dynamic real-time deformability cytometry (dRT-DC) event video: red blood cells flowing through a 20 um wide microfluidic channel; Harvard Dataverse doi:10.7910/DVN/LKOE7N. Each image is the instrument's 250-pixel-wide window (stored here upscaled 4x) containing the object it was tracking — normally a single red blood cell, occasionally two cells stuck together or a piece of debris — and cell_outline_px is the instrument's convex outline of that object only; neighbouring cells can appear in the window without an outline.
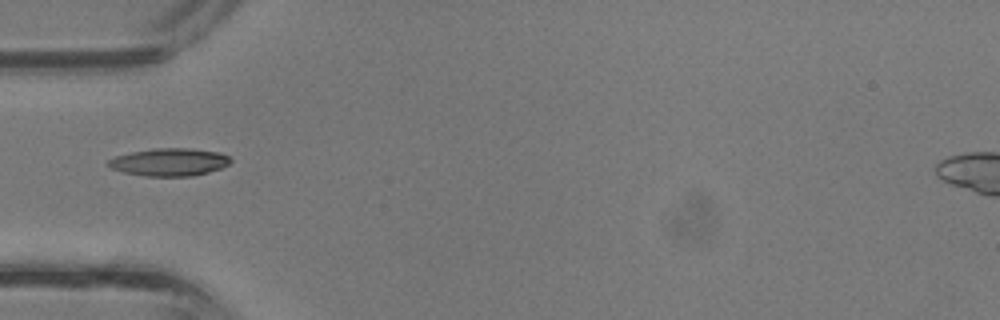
{"species": "common noctule bat (a hibernating species)", "species_latin": "Nyctalus noctula", "temperature_condition": "room temperature", "stored_images_in_passage": 38, "camera_frame_rate_fps": 3000, "um_per_image_px": 0.085, "animal": {"sex": "male", "body_mass_g": 13.3}, "frame": {"image": 1, "passage_image": 13, "time_ms": 4.0, "image_size_px": [1000, 320], "cell_outline_px": [[232, 160], [228, 164], [220, 168], [208, 172], [192, 176], [148, 176], [124, 172], [112, 168], [108, 164], [108, 160], [116, 156], [132, 152], [152, 148], [188, 148], [220, 152], [228, 156]], "centroid_in_image_um": [14.42, 13.77], "position_along_channel_um": 70.6, "area_um2": 19.54}}
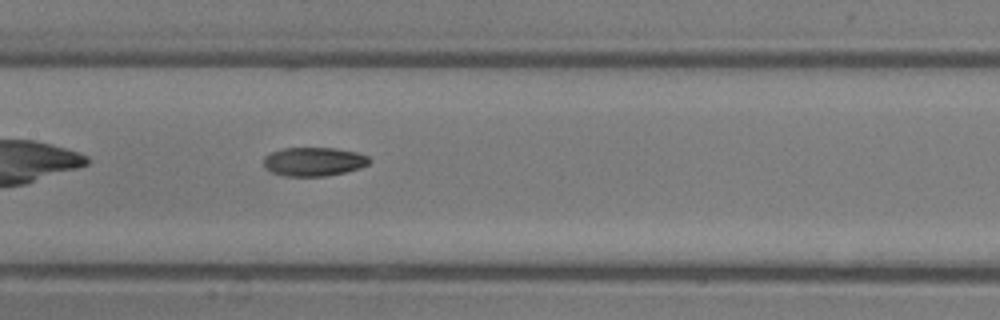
{"frame": {"image": 2, "passage_image": 19, "time_ms": 6.0, "image_size_px": [1000, 320], "cell_outline_px": [[372, 160], [368, 164], [360, 168], [344, 172], [324, 176], [284, 176], [272, 172], [264, 164], [264, 156], [272, 152], [284, 148], [336, 148], [356, 152], [368, 156]], "centroid_in_image_um": [26.7, 13.73], "position_along_channel_um": 180.7, "area_um2": 17.63}}
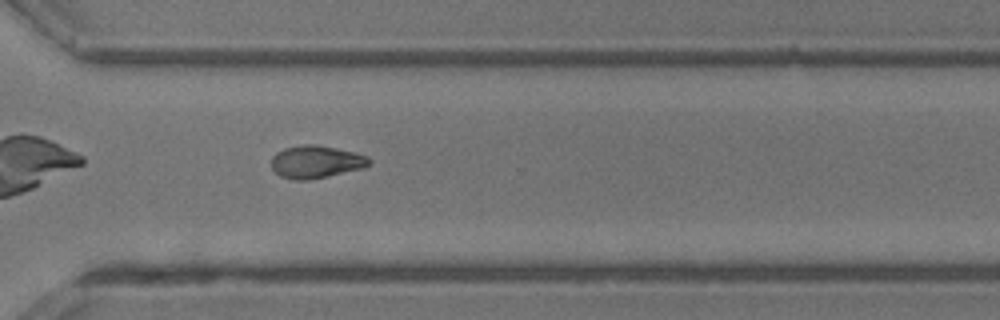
{"frame": {"image": 3, "passage_image": 28, "time_ms": 9.0, "image_size_px": [1000, 320], "cell_outline_px": [[372, 160], [368, 164], [360, 168], [328, 176], [308, 180], [292, 180], [280, 176], [272, 168], [272, 156], [276, 152], [284, 148], [304, 144], [316, 144], [336, 148], [368, 156]], "centroid_in_image_um": [26.81, 13.75], "position_along_channel_um": 343.8, "area_um2": 18.44}}